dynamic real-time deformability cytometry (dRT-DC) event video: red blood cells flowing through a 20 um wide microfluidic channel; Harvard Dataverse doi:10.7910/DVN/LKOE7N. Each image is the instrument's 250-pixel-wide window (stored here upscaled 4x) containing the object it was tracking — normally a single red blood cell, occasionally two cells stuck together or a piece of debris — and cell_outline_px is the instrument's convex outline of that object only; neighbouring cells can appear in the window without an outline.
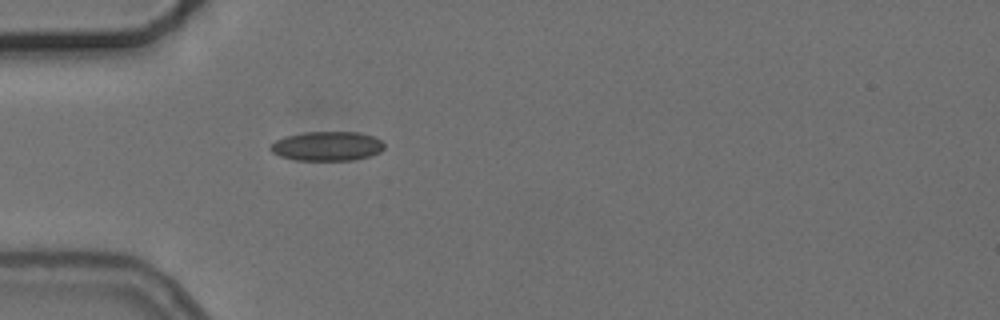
{"species": "common noctule bat (a hibernating species)", "species_latin": "Nyctalus noctula", "temperature_condition": "cold", "stored_images_in_passage": 5, "camera_frame_rate_fps": 3000, "um_per_image_px": 0.085, "animal": {"sex": "female", "body_mass_g": 24.6, "forearm_length_mm": 56.2}, "frame": {"image": 1, "passage_image": 5, "time_ms": 4.667, "image_size_px": [1000, 320], "cell_outline_px": [[384, 148], [380, 152], [368, 156], [352, 160], [296, 160], [280, 156], [272, 152], [268, 148], [276, 140], [284, 136], [304, 132], [360, 132], [372, 136], [380, 140], [384, 144]], "centroid_in_image_um": [27.78, 12.41], "position_along_channel_um": 57.2, "area_um2": 19.42}}